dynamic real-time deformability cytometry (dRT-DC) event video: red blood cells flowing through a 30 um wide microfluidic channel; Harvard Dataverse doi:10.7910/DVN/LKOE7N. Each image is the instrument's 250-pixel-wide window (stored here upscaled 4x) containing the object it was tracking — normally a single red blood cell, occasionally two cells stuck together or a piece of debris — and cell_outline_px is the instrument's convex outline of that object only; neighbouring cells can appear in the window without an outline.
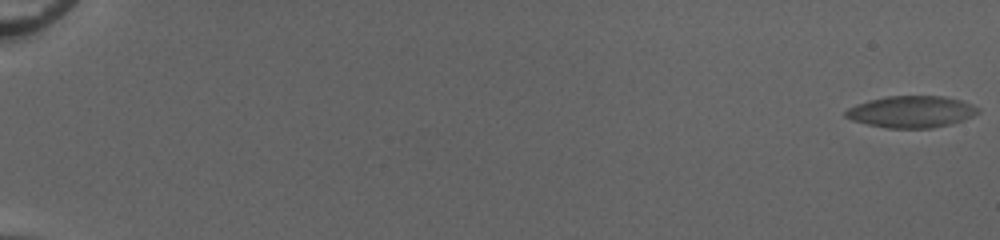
{"species": "common noctule bat (a hibernating species)", "species_latin": "Nyctalus noctula", "temperature_condition": "cold", "stored_images_in_passage": 56, "camera_frame_rate_fps": 3000, "um_per_image_px": 0.085, "animal": {"sex": "female", "body_mass_g": 20.0, "forearm_length_mm": 54.0}, "frame": {"image": 1, "passage_image": 1, "time_ms": 0.0, "image_size_px": [1000, 240], "cell_outline_px": [[980, 112], [972, 116], [948, 124], [932, 128], [888, 128], [868, 124], [852, 120], [844, 116], [844, 112], [848, 108], [856, 104], [868, 100], [884, 96], [944, 96], [960, 100], [980, 108]], "centroid_in_image_um": [77.43, 9.49], "position_along_channel_um": 7.6, "area_um2": 24.33}}
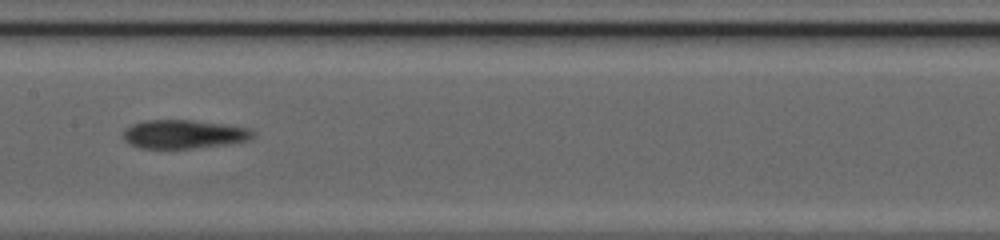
{"frame": {"image": 2, "passage_image": 32, "time_ms": 10.333, "image_size_px": [1000, 240], "cell_outline_px": [[256, 136], [248, 140], [228, 144], [192, 148], [140, 148], [124, 140], [124, 128], [132, 124], [144, 120], [192, 120], [248, 128], [256, 132]], "centroid_in_image_um": [15.63, 11.4], "position_along_channel_um": 191.8, "area_um2": 21.56}}
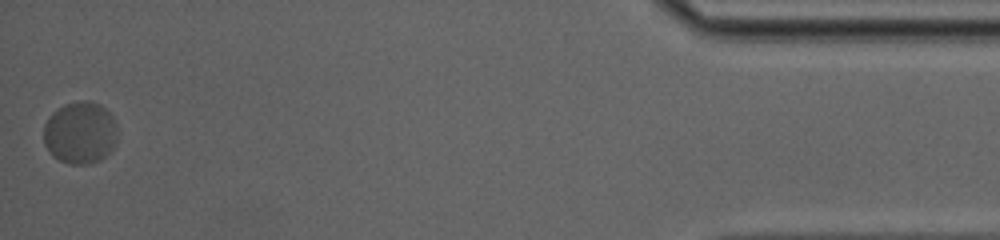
{"frame": {"image": 3, "passage_image": 56, "time_ms": 18.333, "image_size_px": [1000, 240], "cell_outline_px": [[116, 144], [100, 160], [88, 164], [68, 164], [52, 156], [44, 144], [44, 124], [48, 116], [56, 108], [64, 104], [80, 100], [88, 100], [100, 104], [112, 116], [116, 124]], "centroid_in_image_um": [6.79, 11.27], "position_along_channel_um": 428.4, "area_um2": 26.99}, "authors_computed_cell_mechanics": {"area_um2": 23.1778, "velocity_mm_per_s": 3.9108, "shape_relaxation_time_tau1_ms": 6.8419, "shape_relaxation_time_tau2_ms": null, "deformation_change_tau1": 0.1695, "deformation_change_tau2": null}}